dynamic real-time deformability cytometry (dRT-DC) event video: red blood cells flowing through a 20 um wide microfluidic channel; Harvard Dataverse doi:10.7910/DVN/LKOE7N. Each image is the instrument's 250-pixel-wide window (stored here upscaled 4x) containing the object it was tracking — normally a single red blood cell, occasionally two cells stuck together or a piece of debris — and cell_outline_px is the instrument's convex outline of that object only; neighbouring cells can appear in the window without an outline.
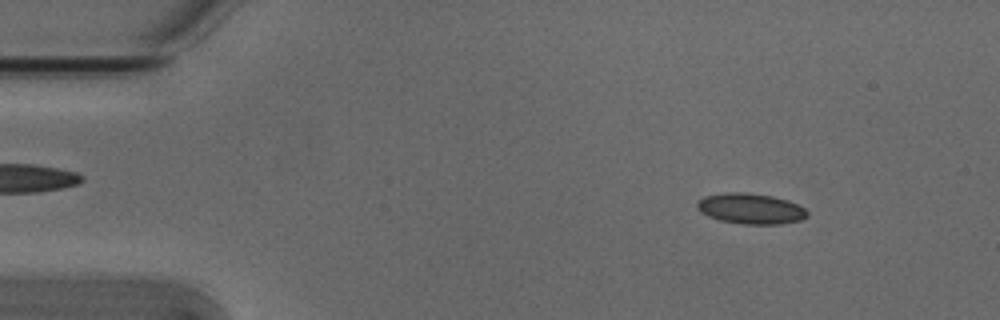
{"species": "Egyptian fruit bat (a non-hibernating species)", "species_latin": "Rousettus aegyptiacus", "temperature_condition": "cold", "stored_images_in_passage": 19, "camera_frame_rate_fps": 3000, "um_per_image_px": 0.085, "animal": {"sex": "male"}, "frame": {"image": 1, "passage_image": 6, "time_ms": 1.667, "image_size_px": [1000, 320], "cell_outline_px": [[808, 216], [800, 220], [780, 224], [744, 224], [720, 220], [708, 216], [700, 212], [696, 208], [696, 204], [704, 196], [724, 192], [748, 192], [772, 196], [788, 200], [804, 208], [808, 212]], "centroid_in_image_um": [63.79, 17.72], "position_along_channel_um": 21.2, "area_um2": 19.71}}
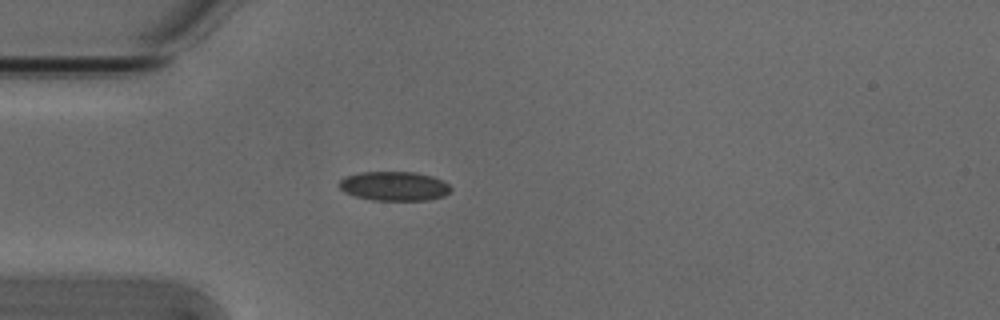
{"frame": {"image": 2, "passage_image": 14, "time_ms": 4.333, "image_size_px": [1000, 320], "cell_outline_px": [[452, 192], [444, 196], [428, 200], [372, 200], [356, 196], [344, 192], [340, 188], [340, 180], [344, 176], [360, 172], [416, 172], [432, 176], [444, 180], [452, 188]], "centroid_in_image_um": [33.55, 15.81], "position_along_channel_um": 51.5, "area_um2": 19.19}}
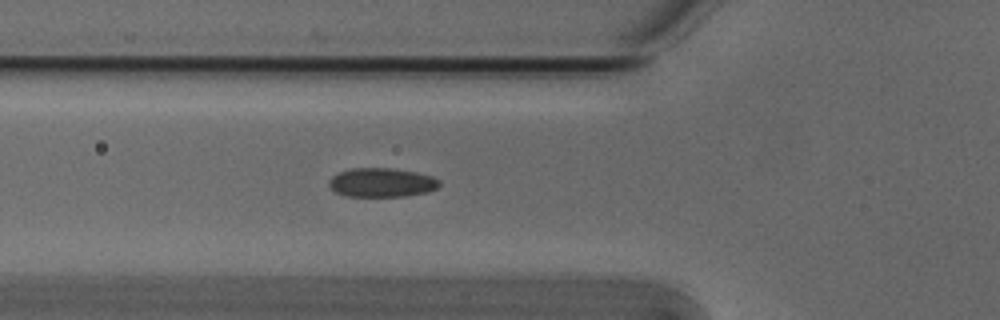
{"frame": {"image": 3, "passage_image": 18, "time_ms": 5.667, "image_size_px": [1000, 320], "cell_outline_px": [[440, 184], [436, 188], [428, 192], [408, 196], [344, 196], [332, 192], [328, 184], [328, 180], [332, 176], [340, 172], [352, 168], [388, 168], [416, 172], [432, 176], [440, 180]], "centroid_in_image_um": [32.41, 15.52], "position_along_channel_um": 93.4, "area_um2": 18.84}}